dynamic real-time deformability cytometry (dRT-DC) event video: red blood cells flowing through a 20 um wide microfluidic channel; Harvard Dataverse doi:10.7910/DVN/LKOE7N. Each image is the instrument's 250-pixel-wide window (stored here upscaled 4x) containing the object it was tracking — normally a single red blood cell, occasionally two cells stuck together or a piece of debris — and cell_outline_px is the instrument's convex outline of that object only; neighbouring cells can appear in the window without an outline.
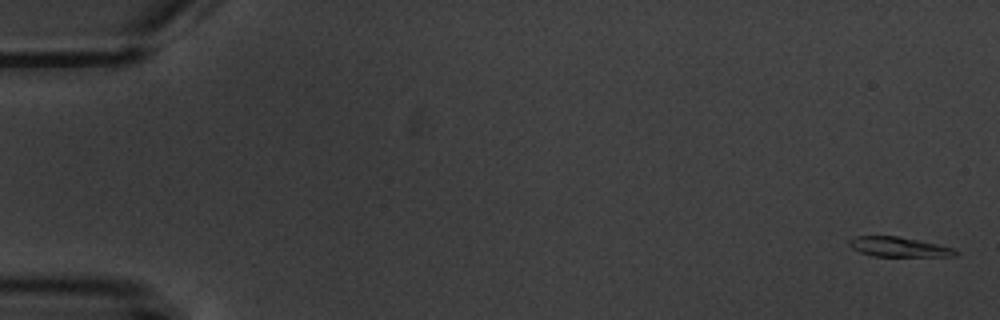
{"species": "common noctule bat (a hibernating species)", "species_latin": "Nyctalus noctula", "temperature_condition": "warm", "stored_images_in_passage": 7, "camera_frame_rate_fps": 3000, "um_per_image_px": 0.085, "animal": {"sex": "male", "body_mass_g": 20.1, "forearm_length_mm": 53.5}, "frame": {"image": 1, "passage_image": 1, "time_ms": 0.0, "image_size_px": [1000, 320], "cell_outline_px": [[960, 252], [956, 256], [872, 256], [860, 252], [852, 248], [848, 244], [848, 240], [852, 236], [896, 236], [936, 244], [952, 248]], "centroid_in_image_um": [76.34, 20.99], "position_along_channel_um": 8.7, "area_um2": 12.14}}
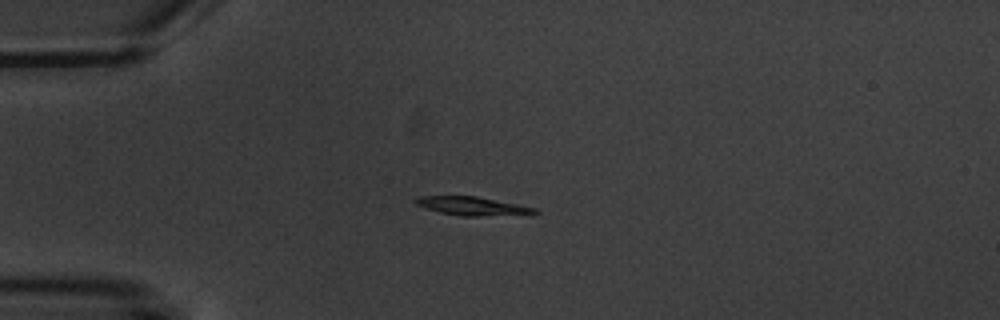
{"frame": {"image": 2, "passage_image": 4, "time_ms": 4.667, "image_size_px": [1000, 320], "cell_outline_px": [[540, 212], [536, 216], [460, 216], [440, 212], [424, 208], [416, 204], [412, 200], [416, 196], [476, 196], [536, 208]], "centroid_in_image_um": [40.26, 17.54], "position_along_channel_um": 44.7, "area_um2": 13.41}}